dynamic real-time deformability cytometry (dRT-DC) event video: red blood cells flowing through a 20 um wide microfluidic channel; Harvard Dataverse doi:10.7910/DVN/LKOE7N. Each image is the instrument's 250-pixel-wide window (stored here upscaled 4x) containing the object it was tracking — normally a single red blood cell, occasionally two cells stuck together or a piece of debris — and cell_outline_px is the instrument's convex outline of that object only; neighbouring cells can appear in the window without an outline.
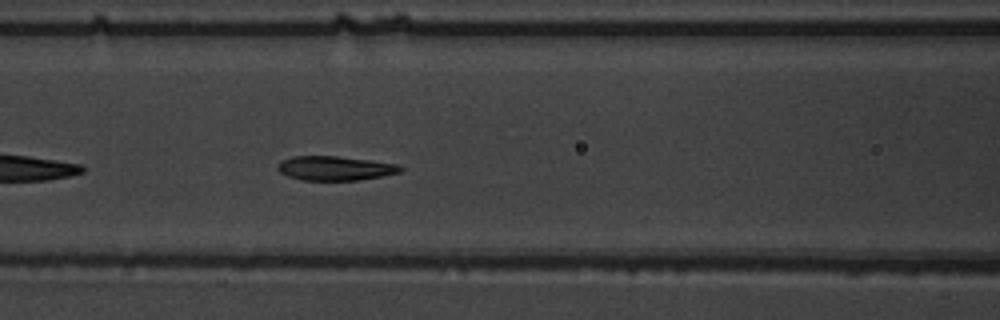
{"species": "common noctule bat (a hibernating species)", "species_latin": "Nyctalus noctula", "temperature_condition": "warm", "stored_images_in_passage": 27, "camera_frame_rate_fps": 3000, "um_per_image_px": 0.085, "animal": {"sex": "male", "body_mass_g": 19.5, "forearm_length_mm": 54.6}, "frame": {"image": 1, "passage_image": 8, "time_ms": 2.333, "image_size_px": [1000, 320], "cell_outline_px": [[404, 168], [400, 172], [384, 176], [360, 180], [300, 180], [288, 176], [280, 172], [276, 168], [280, 160], [292, 156], [336, 156], [400, 164]], "centroid_in_image_um": [28.48, 14.3], "position_along_channel_um": 138.1, "area_um2": 17.51}}
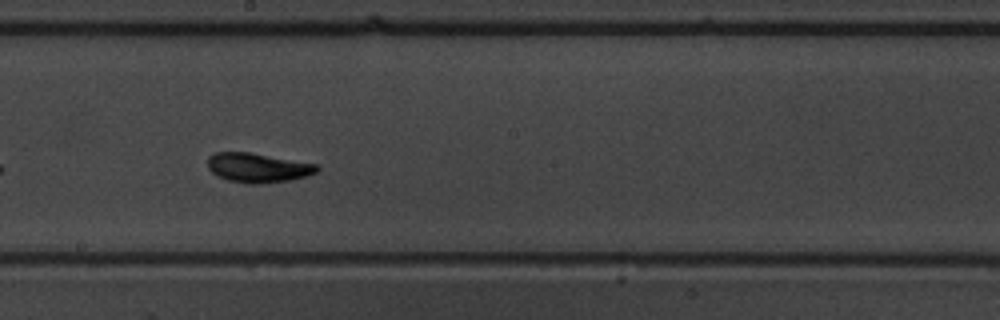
{"frame": {"image": 2, "passage_image": 15, "time_ms": 4.667, "image_size_px": [1000, 320], "cell_outline_px": [[320, 168], [316, 172], [308, 176], [288, 180], [260, 184], [248, 184], [228, 180], [216, 176], [208, 168], [208, 156], [216, 152], [248, 152], [320, 164]], "centroid_in_image_um": [21.93, 14.25], "position_along_channel_um": 226.3, "area_um2": 18.9}}
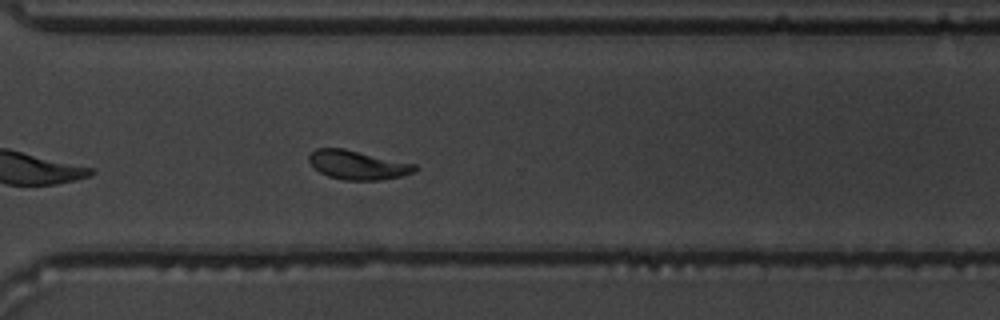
{"frame": {"image": 3, "passage_image": 24, "time_ms": 7.667, "image_size_px": [1000, 320], "cell_outline_px": [[420, 168], [416, 172], [404, 176], [380, 180], [344, 180], [328, 176], [320, 172], [308, 160], [308, 156], [316, 148], [344, 148], [416, 164]], "centroid_in_image_um": [30.47, 14.02], "position_along_channel_um": 340.1, "area_um2": 18.03}, "authors_computed_cell_mechanics": {"area_um2": 17.629, "velocity_mm_per_s": 3.7894, "shape_relaxation_time_tau1_ms": 3.3943, "shape_relaxation_time_tau2_ms": 1.2728, "deformation_change_tau1": 0.1742, "deformation_change_tau2": 0.0803}}